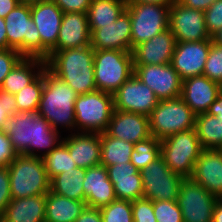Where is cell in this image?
I'll return each instance as SVG.
<instances>
[{
  "label": "cell",
  "instance_id": "cell-1",
  "mask_svg": "<svg viewBox=\"0 0 222 222\" xmlns=\"http://www.w3.org/2000/svg\"><path fill=\"white\" fill-rule=\"evenodd\" d=\"M4 130L18 155L43 158L62 141L61 133L37 111L10 115Z\"/></svg>",
  "mask_w": 222,
  "mask_h": 222
},
{
  "label": "cell",
  "instance_id": "cell-2",
  "mask_svg": "<svg viewBox=\"0 0 222 222\" xmlns=\"http://www.w3.org/2000/svg\"><path fill=\"white\" fill-rule=\"evenodd\" d=\"M44 86L38 107V115L45 118L51 127L61 133H76L75 101L77 93L46 66L42 70ZM70 131V132H69ZM74 131V132H73Z\"/></svg>",
  "mask_w": 222,
  "mask_h": 222
},
{
  "label": "cell",
  "instance_id": "cell-3",
  "mask_svg": "<svg viewBox=\"0 0 222 222\" xmlns=\"http://www.w3.org/2000/svg\"><path fill=\"white\" fill-rule=\"evenodd\" d=\"M95 50L89 46L53 51L46 67L66 82L78 95L96 91L94 76Z\"/></svg>",
  "mask_w": 222,
  "mask_h": 222
},
{
  "label": "cell",
  "instance_id": "cell-4",
  "mask_svg": "<svg viewBox=\"0 0 222 222\" xmlns=\"http://www.w3.org/2000/svg\"><path fill=\"white\" fill-rule=\"evenodd\" d=\"M8 171L12 198H27L50 191V179L42 158L18 155Z\"/></svg>",
  "mask_w": 222,
  "mask_h": 222
},
{
  "label": "cell",
  "instance_id": "cell-5",
  "mask_svg": "<svg viewBox=\"0 0 222 222\" xmlns=\"http://www.w3.org/2000/svg\"><path fill=\"white\" fill-rule=\"evenodd\" d=\"M203 150L195 128L160 141V156L165 164L184 179L191 178L196 160Z\"/></svg>",
  "mask_w": 222,
  "mask_h": 222
},
{
  "label": "cell",
  "instance_id": "cell-6",
  "mask_svg": "<svg viewBox=\"0 0 222 222\" xmlns=\"http://www.w3.org/2000/svg\"><path fill=\"white\" fill-rule=\"evenodd\" d=\"M74 108L76 132L102 134L114 111V96L100 90L77 95Z\"/></svg>",
  "mask_w": 222,
  "mask_h": 222
},
{
  "label": "cell",
  "instance_id": "cell-7",
  "mask_svg": "<svg viewBox=\"0 0 222 222\" xmlns=\"http://www.w3.org/2000/svg\"><path fill=\"white\" fill-rule=\"evenodd\" d=\"M94 76L97 90L114 94L134 73L132 52L95 50Z\"/></svg>",
  "mask_w": 222,
  "mask_h": 222
},
{
  "label": "cell",
  "instance_id": "cell-8",
  "mask_svg": "<svg viewBox=\"0 0 222 222\" xmlns=\"http://www.w3.org/2000/svg\"><path fill=\"white\" fill-rule=\"evenodd\" d=\"M149 131L160 141L195 128L196 114L181 97L161 100L149 115Z\"/></svg>",
  "mask_w": 222,
  "mask_h": 222
},
{
  "label": "cell",
  "instance_id": "cell-9",
  "mask_svg": "<svg viewBox=\"0 0 222 222\" xmlns=\"http://www.w3.org/2000/svg\"><path fill=\"white\" fill-rule=\"evenodd\" d=\"M7 49H16L23 57L41 58V38L31 17V5L19 3L5 17Z\"/></svg>",
  "mask_w": 222,
  "mask_h": 222
},
{
  "label": "cell",
  "instance_id": "cell-10",
  "mask_svg": "<svg viewBox=\"0 0 222 222\" xmlns=\"http://www.w3.org/2000/svg\"><path fill=\"white\" fill-rule=\"evenodd\" d=\"M169 9L170 7L154 3L127 5L126 10L131 20L132 50L168 29Z\"/></svg>",
  "mask_w": 222,
  "mask_h": 222
},
{
  "label": "cell",
  "instance_id": "cell-11",
  "mask_svg": "<svg viewBox=\"0 0 222 222\" xmlns=\"http://www.w3.org/2000/svg\"><path fill=\"white\" fill-rule=\"evenodd\" d=\"M143 182V198L151 201H177L184 178L175 174L160 156L140 171Z\"/></svg>",
  "mask_w": 222,
  "mask_h": 222
},
{
  "label": "cell",
  "instance_id": "cell-12",
  "mask_svg": "<svg viewBox=\"0 0 222 222\" xmlns=\"http://www.w3.org/2000/svg\"><path fill=\"white\" fill-rule=\"evenodd\" d=\"M218 198L191 179H184L177 197L184 222H212Z\"/></svg>",
  "mask_w": 222,
  "mask_h": 222
},
{
  "label": "cell",
  "instance_id": "cell-13",
  "mask_svg": "<svg viewBox=\"0 0 222 222\" xmlns=\"http://www.w3.org/2000/svg\"><path fill=\"white\" fill-rule=\"evenodd\" d=\"M168 28L176 42H196L211 39L204 12L181 5L177 0L170 6Z\"/></svg>",
  "mask_w": 222,
  "mask_h": 222
},
{
  "label": "cell",
  "instance_id": "cell-14",
  "mask_svg": "<svg viewBox=\"0 0 222 222\" xmlns=\"http://www.w3.org/2000/svg\"><path fill=\"white\" fill-rule=\"evenodd\" d=\"M113 96L114 109L137 113L146 117H149L160 101L152 89L138 79L134 73Z\"/></svg>",
  "mask_w": 222,
  "mask_h": 222
},
{
  "label": "cell",
  "instance_id": "cell-15",
  "mask_svg": "<svg viewBox=\"0 0 222 222\" xmlns=\"http://www.w3.org/2000/svg\"><path fill=\"white\" fill-rule=\"evenodd\" d=\"M134 74L161 100L181 97L182 79L171 64L133 65Z\"/></svg>",
  "mask_w": 222,
  "mask_h": 222
},
{
  "label": "cell",
  "instance_id": "cell-16",
  "mask_svg": "<svg viewBox=\"0 0 222 222\" xmlns=\"http://www.w3.org/2000/svg\"><path fill=\"white\" fill-rule=\"evenodd\" d=\"M63 15V11L52 0L31 5V17L41 38L42 59H46L51 52L57 51Z\"/></svg>",
  "mask_w": 222,
  "mask_h": 222
},
{
  "label": "cell",
  "instance_id": "cell-17",
  "mask_svg": "<svg viewBox=\"0 0 222 222\" xmlns=\"http://www.w3.org/2000/svg\"><path fill=\"white\" fill-rule=\"evenodd\" d=\"M212 39L196 42H176L171 65L182 81L203 75Z\"/></svg>",
  "mask_w": 222,
  "mask_h": 222
},
{
  "label": "cell",
  "instance_id": "cell-18",
  "mask_svg": "<svg viewBox=\"0 0 222 222\" xmlns=\"http://www.w3.org/2000/svg\"><path fill=\"white\" fill-rule=\"evenodd\" d=\"M91 47L94 50H121L132 52L130 14L125 10L116 21L90 29Z\"/></svg>",
  "mask_w": 222,
  "mask_h": 222
},
{
  "label": "cell",
  "instance_id": "cell-19",
  "mask_svg": "<svg viewBox=\"0 0 222 222\" xmlns=\"http://www.w3.org/2000/svg\"><path fill=\"white\" fill-rule=\"evenodd\" d=\"M175 45V36L168 28L133 48V65L171 64Z\"/></svg>",
  "mask_w": 222,
  "mask_h": 222
},
{
  "label": "cell",
  "instance_id": "cell-20",
  "mask_svg": "<svg viewBox=\"0 0 222 222\" xmlns=\"http://www.w3.org/2000/svg\"><path fill=\"white\" fill-rule=\"evenodd\" d=\"M190 179L222 199V149H204Z\"/></svg>",
  "mask_w": 222,
  "mask_h": 222
},
{
  "label": "cell",
  "instance_id": "cell-21",
  "mask_svg": "<svg viewBox=\"0 0 222 222\" xmlns=\"http://www.w3.org/2000/svg\"><path fill=\"white\" fill-rule=\"evenodd\" d=\"M105 133L112 138L135 144L151 137L149 118L137 113L114 109Z\"/></svg>",
  "mask_w": 222,
  "mask_h": 222
},
{
  "label": "cell",
  "instance_id": "cell-22",
  "mask_svg": "<svg viewBox=\"0 0 222 222\" xmlns=\"http://www.w3.org/2000/svg\"><path fill=\"white\" fill-rule=\"evenodd\" d=\"M221 92V84L204 75L182 81L181 98L196 115L206 113Z\"/></svg>",
  "mask_w": 222,
  "mask_h": 222
},
{
  "label": "cell",
  "instance_id": "cell-23",
  "mask_svg": "<svg viewBox=\"0 0 222 222\" xmlns=\"http://www.w3.org/2000/svg\"><path fill=\"white\" fill-rule=\"evenodd\" d=\"M61 142L77 167L87 169L101 165L100 134L76 132L64 136Z\"/></svg>",
  "mask_w": 222,
  "mask_h": 222
},
{
  "label": "cell",
  "instance_id": "cell-24",
  "mask_svg": "<svg viewBox=\"0 0 222 222\" xmlns=\"http://www.w3.org/2000/svg\"><path fill=\"white\" fill-rule=\"evenodd\" d=\"M83 189L88 207L101 208L117 199L107 167L103 165L85 169Z\"/></svg>",
  "mask_w": 222,
  "mask_h": 222
},
{
  "label": "cell",
  "instance_id": "cell-25",
  "mask_svg": "<svg viewBox=\"0 0 222 222\" xmlns=\"http://www.w3.org/2000/svg\"><path fill=\"white\" fill-rule=\"evenodd\" d=\"M107 170L117 199L132 202L143 198L141 173L131 162L107 166Z\"/></svg>",
  "mask_w": 222,
  "mask_h": 222
},
{
  "label": "cell",
  "instance_id": "cell-26",
  "mask_svg": "<svg viewBox=\"0 0 222 222\" xmlns=\"http://www.w3.org/2000/svg\"><path fill=\"white\" fill-rule=\"evenodd\" d=\"M91 43V32L87 13H64L59 36L57 50L68 48H81Z\"/></svg>",
  "mask_w": 222,
  "mask_h": 222
},
{
  "label": "cell",
  "instance_id": "cell-27",
  "mask_svg": "<svg viewBox=\"0 0 222 222\" xmlns=\"http://www.w3.org/2000/svg\"><path fill=\"white\" fill-rule=\"evenodd\" d=\"M46 194L12 198L0 217L4 222H45Z\"/></svg>",
  "mask_w": 222,
  "mask_h": 222
},
{
  "label": "cell",
  "instance_id": "cell-28",
  "mask_svg": "<svg viewBox=\"0 0 222 222\" xmlns=\"http://www.w3.org/2000/svg\"><path fill=\"white\" fill-rule=\"evenodd\" d=\"M46 66V60L39 57H23L5 77L1 90L15 95L32 83Z\"/></svg>",
  "mask_w": 222,
  "mask_h": 222
},
{
  "label": "cell",
  "instance_id": "cell-29",
  "mask_svg": "<svg viewBox=\"0 0 222 222\" xmlns=\"http://www.w3.org/2000/svg\"><path fill=\"white\" fill-rule=\"evenodd\" d=\"M87 203L57 195L46 194L45 222H74L85 210Z\"/></svg>",
  "mask_w": 222,
  "mask_h": 222
},
{
  "label": "cell",
  "instance_id": "cell-30",
  "mask_svg": "<svg viewBox=\"0 0 222 222\" xmlns=\"http://www.w3.org/2000/svg\"><path fill=\"white\" fill-rule=\"evenodd\" d=\"M84 168H74L60 173L50 180V191L70 199L85 201L83 181Z\"/></svg>",
  "mask_w": 222,
  "mask_h": 222
},
{
  "label": "cell",
  "instance_id": "cell-31",
  "mask_svg": "<svg viewBox=\"0 0 222 222\" xmlns=\"http://www.w3.org/2000/svg\"><path fill=\"white\" fill-rule=\"evenodd\" d=\"M125 0H92L87 11L89 29H98L108 25L126 10Z\"/></svg>",
  "mask_w": 222,
  "mask_h": 222
},
{
  "label": "cell",
  "instance_id": "cell-32",
  "mask_svg": "<svg viewBox=\"0 0 222 222\" xmlns=\"http://www.w3.org/2000/svg\"><path fill=\"white\" fill-rule=\"evenodd\" d=\"M101 165L107 167L115 164L131 162L134 143L123 139L112 138L105 132L100 134Z\"/></svg>",
  "mask_w": 222,
  "mask_h": 222
},
{
  "label": "cell",
  "instance_id": "cell-33",
  "mask_svg": "<svg viewBox=\"0 0 222 222\" xmlns=\"http://www.w3.org/2000/svg\"><path fill=\"white\" fill-rule=\"evenodd\" d=\"M195 129L203 149H222V119L208 113L198 114Z\"/></svg>",
  "mask_w": 222,
  "mask_h": 222
},
{
  "label": "cell",
  "instance_id": "cell-34",
  "mask_svg": "<svg viewBox=\"0 0 222 222\" xmlns=\"http://www.w3.org/2000/svg\"><path fill=\"white\" fill-rule=\"evenodd\" d=\"M42 159L50 180L60 173L77 168L76 163L70 156L68 148L62 142Z\"/></svg>",
  "mask_w": 222,
  "mask_h": 222
},
{
  "label": "cell",
  "instance_id": "cell-35",
  "mask_svg": "<svg viewBox=\"0 0 222 222\" xmlns=\"http://www.w3.org/2000/svg\"><path fill=\"white\" fill-rule=\"evenodd\" d=\"M44 86V76L41 73L32 83L18 91L14 97L18 112L37 111Z\"/></svg>",
  "mask_w": 222,
  "mask_h": 222
},
{
  "label": "cell",
  "instance_id": "cell-36",
  "mask_svg": "<svg viewBox=\"0 0 222 222\" xmlns=\"http://www.w3.org/2000/svg\"><path fill=\"white\" fill-rule=\"evenodd\" d=\"M160 157V140L154 136L134 144L131 153V163L141 171L148 167L150 163Z\"/></svg>",
  "mask_w": 222,
  "mask_h": 222
},
{
  "label": "cell",
  "instance_id": "cell-37",
  "mask_svg": "<svg viewBox=\"0 0 222 222\" xmlns=\"http://www.w3.org/2000/svg\"><path fill=\"white\" fill-rule=\"evenodd\" d=\"M99 209L103 222H134L131 201L116 199Z\"/></svg>",
  "mask_w": 222,
  "mask_h": 222
},
{
  "label": "cell",
  "instance_id": "cell-38",
  "mask_svg": "<svg viewBox=\"0 0 222 222\" xmlns=\"http://www.w3.org/2000/svg\"><path fill=\"white\" fill-rule=\"evenodd\" d=\"M203 75L222 85V46L212 42Z\"/></svg>",
  "mask_w": 222,
  "mask_h": 222
},
{
  "label": "cell",
  "instance_id": "cell-39",
  "mask_svg": "<svg viewBox=\"0 0 222 222\" xmlns=\"http://www.w3.org/2000/svg\"><path fill=\"white\" fill-rule=\"evenodd\" d=\"M153 210L157 222H184L177 201H154Z\"/></svg>",
  "mask_w": 222,
  "mask_h": 222
},
{
  "label": "cell",
  "instance_id": "cell-40",
  "mask_svg": "<svg viewBox=\"0 0 222 222\" xmlns=\"http://www.w3.org/2000/svg\"><path fill=\"white\" fill-rule=\"evenodd\" d=\"M134 222H157L153 210V201L140 198L132 201Z\"/></svg>",
  "mask_w": 222,
  "mask_h": 222
},
{
  "label": "cell",
  "instance_id": "cell-41",
  "mask_svg": "<svg viewBox=\"0 0 222 222\" xmlns=\"http://www.w3.org/2000/svg\"><path fill=\"white\" fill-rule=\"evenodd\" d=\"M206 29L210 36L222 28V0H216L204 11Z\"/></svg>",
  "mask_w": 222,
  "mask_h": 222
},
{
  "label": "cell",
  "instance_id": "cell-42",
  "mask_svg": "<svg viewBox=\"0 0 222 222\" xmlns=\"http://www.w3.org/2000/svg\"><path fill=\"white\" fill-rule=\"evenodd\" d=\"M22 58L23 56L16 49H0V88L5 77Z\"/></svg>",
  "mask_w": 222,
  "mask_h": 222
},
{
  "label": "cell",
  "instance_id": "cell-43",
  "mask_svg": "<svg viewBox=\"0 0 222 222\" xmlns=\"http://www.w3.org/2000/svg\"><path fill=\"white\" fill-rule=\"evenodd\" d=\"M18 112L13 94L0 89V130H4L10 115Z\"/></svg>",
  "mask_w": 222,
  "mask_h": 222
},
{
  "label": "cell",
  "instance_id": "cell-44",
  "mask_svg": "<svg viewBox=\"0 0 222 222\" xmlns=\"http://www.w3.org/2000/svg\"><path fill=\"white\" fill-rule=\"evenodd\" d=\"M18 156L5 130H0V167H8Z\"/></svg>",
  "mask_w": 222,
  "mask_h": 222
},
{
  "label": "cell",
  "instance_id": "cell-45",
  "mask_svg": "<svg viewBox=\"0 0 222 222\" xmlns=\"http://www.w3.org/2000/svg\"><path fill=\"white\" fill-rule=\"evenodd\" d=\"M10 177L8 167H0V217L5 211V207L11 201Z\"/></svg>",
  "mask_w": 222,
  "mask_h": 222
},
{
  "label": "cell",
  "instance_id": "cell-46",
  "mask_svg": "<svg viewBox=\"0 0 222 222\" xmlns=\"http://www.w3.org/2000/svg\"><path fill=\"white\" fill-rule=\"evenodd\" d=\"M63 13H87L92 0H52Z\"/></svg>",
  "mask_w": 222,
  "mask_h": 222
},
{
  "label": "cell",
  "instance_id": "cell-47",
  "mask_svg": "<svg viewBox=\"0 0 222 222\" xmlns=\"http://www.w3.org/2000/svg\"><path fill=\"white\" fill-rule=\"evenodd\" d=\"M74 222H103L99 208L86 207Z\"/></svg>",
  "mask_w": 222,
  "mask_h": 222
},
{
  "label": "cell",
  "instance_id": "cell-48",
  "mask_svg": "<svg viewBox=\"0 0 222 222\" xmlns=\"http://www.w3.org/2000/svg\"><path fill=\"white\" fill-rule=\"evenodd\" d=\"M177 1L185 7L201 10L204 12L216 0H177Z\"/></svg>",
  "mask_w": 222,
  "mask_h": 222
},
{
  "label": "cell",
  "instance_id": "cell-49",
  "mask_svg": "<svg viewBox=\"0 0 222 222\" xmlns=\"http://www.w3.org/2000/svg\"><path fill=\"white\" fill-rule=\"evenodd\" d=\"M20 0H0V17L5 19L6 15L9 14Z\"/></svg>",
  "mask_w": 222,
  "mask_h": 222
},
{
  "label": "cell",
  "instance_id": "cell-50",
  "mask_svg": "<svg viewBox=\"0 0 222 222\" xmlns=\"http://www.w3.org/2000/svg\"><path fill=\"white\" fill-rule=\"evenodd\" d=\"M206 113L216 116L217 119H222V92L211 104Z\"/></svg>",
  "mask_w": 222,
  "mask_h": 222
},
{
  "label": "cell",
  "instance_id": "cell-51",
  "mask_svg": "<svg viewBox=\"0 0 222 222\" xmlns=\"http://www.w3.org/2000/svg\"><path fill=\"white\" fill-rule=\"evenodd\" d=\"M176 0H125L127 5H137L143 3L162 4L170 7Z\"/></svg>",
  "mask_w": 222,
  "mask_h": 222
},
{
  "label": "cell",
  "instance_id": "cell-52",
  "mask_svg": "<svg viewBox=\"0 0 222 222\" xmlns=\"http://www.w3.org/2000/svg\"><path fill=\"white\" fill-rule=\"evenodd\" d=\"M0 49H7V33L5 19L0 17Z\"/></svg>",
  "mask_w": 222,
  "mask_h": 222
},
{
  "label": "cell",
  "instance_id": "cell-53",
  "mask_svg": "<svg viewBox=\"0 0 222 222\" xmlns=\"http://www.w3.org/2000/svg\"><path fill=\"white\" fill-rule=\"evenodd\" d=\"M212 222H222V199H218L214 205Z\"/></svg>",
  "mask_w": 222,
  "mask_h": 222
},
{
  "label": "cell",
  "instance_id": "cell-54",
  "mask_svg": "<svg viewBox=\"0 0 222 222\" xmlns=\"http://www.w3.org/2000/svg\"><path fill=\"white\" fill-rule=\"evenodd\" d=\"M212 42L222 46V28L211 36Z\"/></svg>",
  "mask_w": 222,
  "mask_h": 222
},
{
  "label": "cell",
  "instance_id": "cell-55",
  "mask_svg": "<svg viewBox=\"0 0 222 222\" xmlns=\"http://www.w3.org/2000/svg\"><path fill=\"white\" fill-rule=\"evenodd\" d=\"M48 0H20L21 3L27 4V5H33L41 2H45Z\"/></svg>",
  "mask_w": 222,
  "mask_h": 222
}]
</instances>
